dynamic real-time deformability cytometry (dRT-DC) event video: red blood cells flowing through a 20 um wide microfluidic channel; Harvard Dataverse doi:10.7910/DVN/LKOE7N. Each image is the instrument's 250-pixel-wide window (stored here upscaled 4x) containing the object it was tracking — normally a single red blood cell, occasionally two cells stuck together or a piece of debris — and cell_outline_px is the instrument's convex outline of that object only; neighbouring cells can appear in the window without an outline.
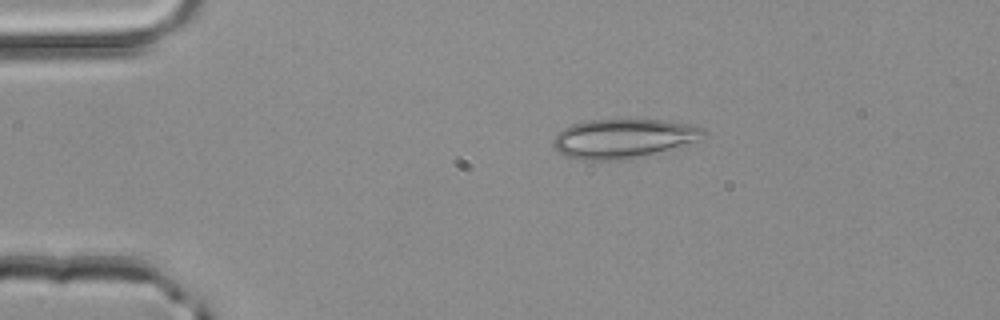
{"species": "common noctule bat (a hibernating species)", "species_latin": "Nyctalus noctula", "temperature_condition": "room temperature", "stored_images_in_passage": 2, "camera_frame_rate_fps": 3000, "um_per_image_px": 0.085, "animal": {"sex": "male", "body_mass_g": 20.4}, "frame": {"image": 1, "passage_image": 1, "time_ms": 0.0, "image_size_px": [1000, 320], "cell_outline_px": [[708, 136], [652, 156], [628, 160], [584, 160], [568, 156], [560, 152], [552, 144], [552, 140], [556, 132], [572, 124], [588, 120], [664, 120], [692, 124], [704, 128], [708, 132]], "centroid_in_image_um": [53.05, 11.78], "position_along_channel_um": 32.0, "area_um2": 34.97}}